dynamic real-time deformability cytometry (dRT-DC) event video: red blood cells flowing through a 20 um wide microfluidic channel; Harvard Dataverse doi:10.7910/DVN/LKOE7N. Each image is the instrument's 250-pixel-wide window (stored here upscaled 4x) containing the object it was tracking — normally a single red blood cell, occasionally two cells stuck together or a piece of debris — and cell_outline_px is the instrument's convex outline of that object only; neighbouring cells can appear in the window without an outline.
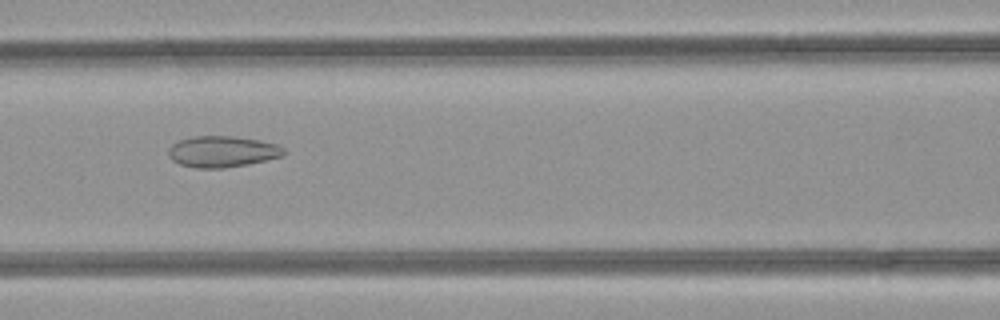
{"species": "common noctule bat (a hibernating species)", "species_latin": "Nyctalus noctula", "temperature_condition": "room temperature", "stored_images_in_passage": 3, "camera_frame_rate_fps": 3000, "um_per_image_px": 0.085, "animal": {"sex": "female", "body_mass_g": 21.9}, "frame": {"image": 1, "passage_image": 3, "time_ms": 0.667, "image_size_px": [1000, 320], "cell_outline_px": [[284, 156], [248, 164], [224, 168], [196, 168], [180, 164], [172, 160], [168, 156], [168, 148], [172, 144], [180, 140], [196, 136], [232, 136], [260, 140], [276, 144], [284, 148]], "centroid_in_image_um": [18.89, 12.89], "position_along_channel_um": 147.7, "area_um2": 20.98}}